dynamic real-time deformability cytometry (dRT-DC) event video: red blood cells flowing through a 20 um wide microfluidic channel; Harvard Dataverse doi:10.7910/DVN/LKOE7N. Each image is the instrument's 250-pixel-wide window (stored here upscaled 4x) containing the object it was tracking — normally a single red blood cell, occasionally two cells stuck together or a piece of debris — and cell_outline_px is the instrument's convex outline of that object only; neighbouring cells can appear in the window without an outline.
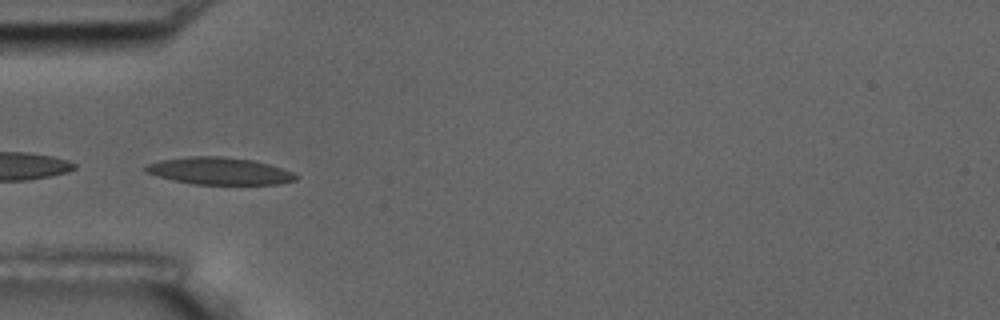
{"species": "common noctule bat (a hibernating species)", "species_latin": "Nyctalus noctula", "temperature_condition": "room temperature", "stored_images_in_passage": 8, "camera_frame_rate_fps": 3000, "um_per_image_px": 0.085, "animal": {"sex": "male", "body_mass_g": 17.5, "forearm_length_mm": 52.3}, "frame": {"image": 1, "passage_image": 5, "time_ms": 4.667, "image_size_px": [1000, 320], "cell_outline_px": [[300, 176], [296, 180], [280, 184], [192, 184], [172, 180], [144, 172], [144, 164], [160, 160], [192, 156], [224, 156], [256, 160], [292, 172]], "centroid_in_image_um": [18.63, 14.53], "position_along_channel_um": 66.4, "area_um2": 23.99}}